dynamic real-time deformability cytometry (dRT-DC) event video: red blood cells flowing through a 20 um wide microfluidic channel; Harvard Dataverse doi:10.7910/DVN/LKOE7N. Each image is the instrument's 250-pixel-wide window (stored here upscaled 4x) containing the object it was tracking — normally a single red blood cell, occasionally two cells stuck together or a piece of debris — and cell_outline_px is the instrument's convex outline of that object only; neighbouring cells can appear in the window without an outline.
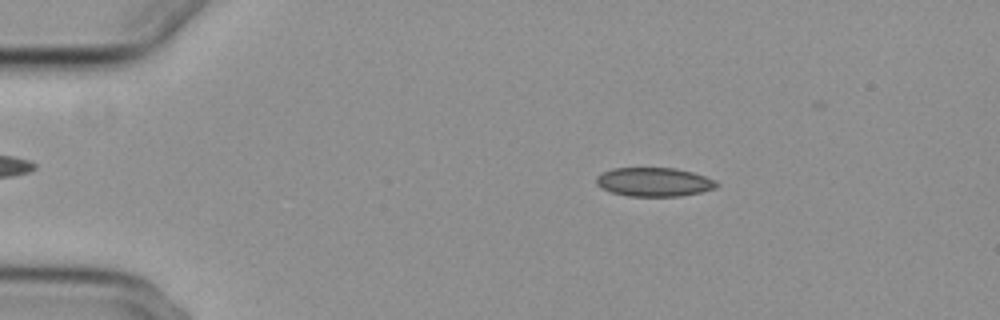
{"species": "common noctule bat (a hibernating species)", "species_latin": "Nyctalus noctula", "temperature_condition": "cold", "stored_images_in_passage": 55, "camera_frame_rate_fps": 3000, "um_per_image_px": 0.085, "animal": {"sex": "female", "body_mass_g": 29.2, "forearm_length_mm": 56.3}, "frame": {"image": 1, "passage_image": 10, "time_ms": 3.0, "image_size_px": [1000, 320], "cell_outline_px": [[720, 184], [716, 188], [700, 192], [680, 196], [628, 196], [612, 192], [600, 188], [596, 184], [596, 176], [612, 168], [676, 168], [692, 172], [716, 180]], "centroid_in_image_um": [55.59, 15.47], "position_along_channel_um": 29.4, "area_um2": 20.29}}
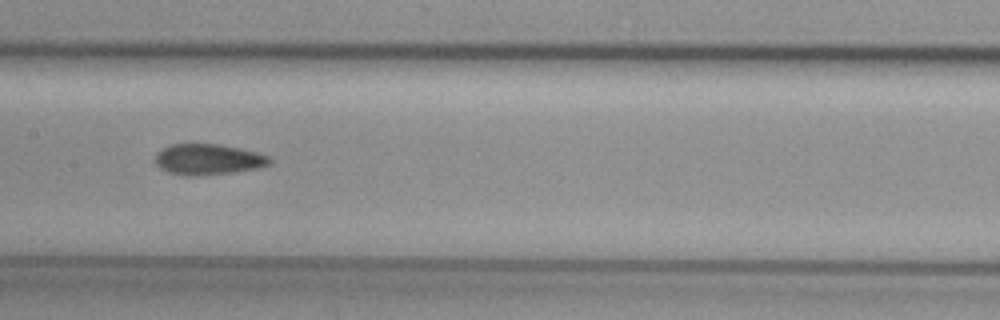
{"frame": {"image": 2, "passage_image": 28, "time_ms": 9.0, "image_size_px": [1000, 320], "cell_outline_px": [[272, 160], [268, 164], [256, 168], [232, 172], [192, 176], [188, 176], [168, 172], [160, 168], [156, 164], [156, 152], [160, 148], [168, 144], [220, 144], [256, 152], [268, 156]], "centroid_in_image_um": [17.63, 13.53], "position_along_channel_um": 189.8, "area_um2": 20.4}}
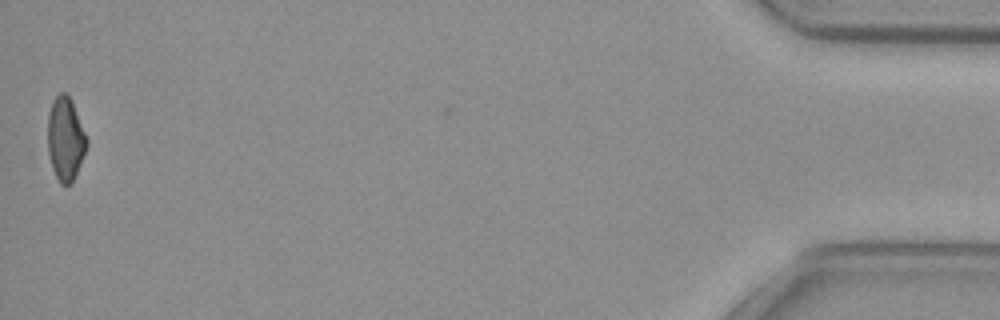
{"frame": {"image": 3, "passage_image": 55, "time_ms": 18.0, "image_size_px": [1000, 320], "cell_outline_px": [[88, 144], [76, 172], [72, 180], [64, 188], [60, 184], [52, 168], [48, 152], [48, 112], [52, 100], [60, 92], [64, 92], [72, 100], [88, 140]], "centroid_in_image_um": [5.55, 11.78], "position_along_channel_um": 429.7, "area_um2": 18.9}, "authors_computed_cell_mechanics": {"area_um2": 20.2878, "velocity_mm_per_s": 3.7281, "shape_relaxation_time_tau1_ms": null, "shape_relaxation_time_tau2_ms": 3.5155, "deformation_change_tau1": null, "deformation_change_tau2": 0.0991}}